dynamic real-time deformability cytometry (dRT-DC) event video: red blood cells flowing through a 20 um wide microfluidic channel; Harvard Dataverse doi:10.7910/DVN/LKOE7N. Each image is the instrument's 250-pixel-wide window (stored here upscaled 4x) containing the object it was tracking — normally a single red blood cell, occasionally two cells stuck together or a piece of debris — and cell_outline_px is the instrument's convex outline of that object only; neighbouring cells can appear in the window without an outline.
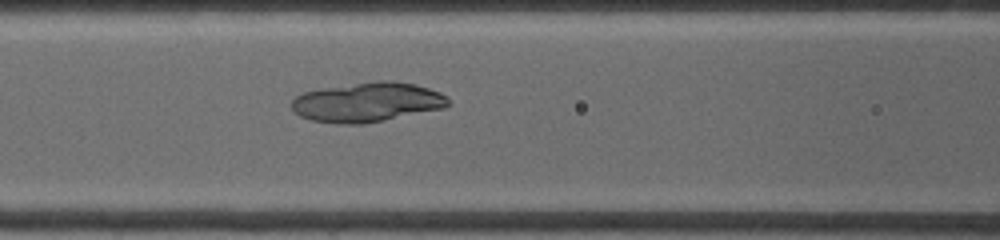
{"species": "common noctule bat (a hibernating species)", "species_latin": "Nyctalus noctula", "temperature_condition": "warm", "stored_images_in_passage": 16, "camera_frame_rate_fps": 4500, "um_per_image_px": 0.085, "animal": {"sex": "female", "body_mass_g": 19.0, "forearm_length_mm": 53.3}, "frame": {"image": 1, "passage_image": 6, "time_ms": 1.556, "image_size_px": [1000, 240], "cell_outline_px": [[448, 104], [444, 108], [364, 124], [336, 124], [312, 120], [300, 116], [292, 108], [292, 100], [296, 96], [304, 92], [376, 80], [396, 80], [416, 84], [440, 92], [448, 96]], "centroid_in_image_um": [31.25, 8.68], "position_along_channel_um": 135.3, "area_um2": 35.95}}
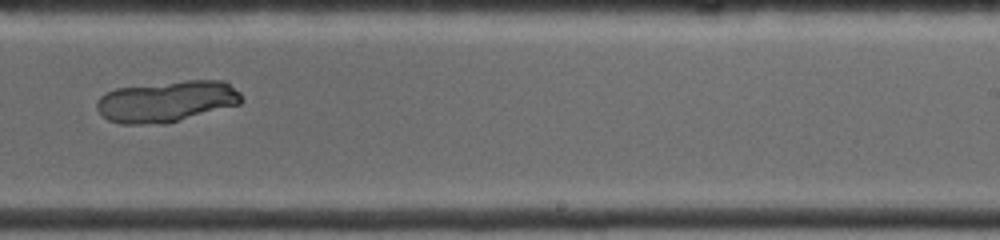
{"frame": {"image": 2, "passage_image": 14, "time_ms": 5.111, "image_size_px": [1000, 240], "cell_outline_px": [[244, 100], [240, 104], [164, 124], [120, 124], [108, 120], [96, 108], [96, 104], [100, 96], [116, 88], [184, 80], [224, 80], [240, 92]], "centroid_in_image_um": [14.18, 8.61], "position_along_channel_um": 274.8, "area_um2": 34.8}}
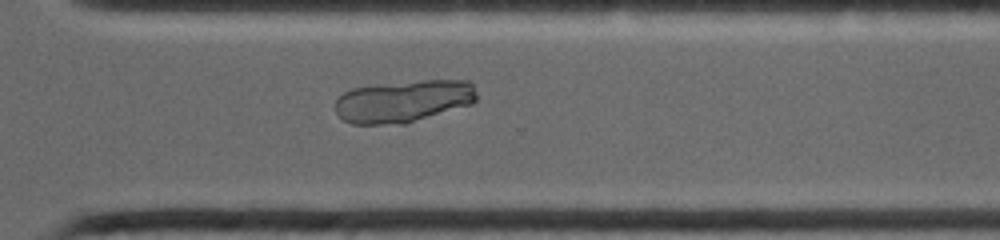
{"frame": {"image": 3, "passage_image": 16, "time_ms": 6.667, "image_size_px": [1000, 240], "cell_outline_px": [[476, 100], [472, 104], [404, 124], [352, 124], [344, 120], [336, 112], [336, 100], [344, 92], [352, 88], [424, 80], [468, 80], [472, 84], [476, 92]], "centroid_in_image_um": [34.31, 8.61], "position_along_channel_um": 336.3, "area_um2": 34.51}}